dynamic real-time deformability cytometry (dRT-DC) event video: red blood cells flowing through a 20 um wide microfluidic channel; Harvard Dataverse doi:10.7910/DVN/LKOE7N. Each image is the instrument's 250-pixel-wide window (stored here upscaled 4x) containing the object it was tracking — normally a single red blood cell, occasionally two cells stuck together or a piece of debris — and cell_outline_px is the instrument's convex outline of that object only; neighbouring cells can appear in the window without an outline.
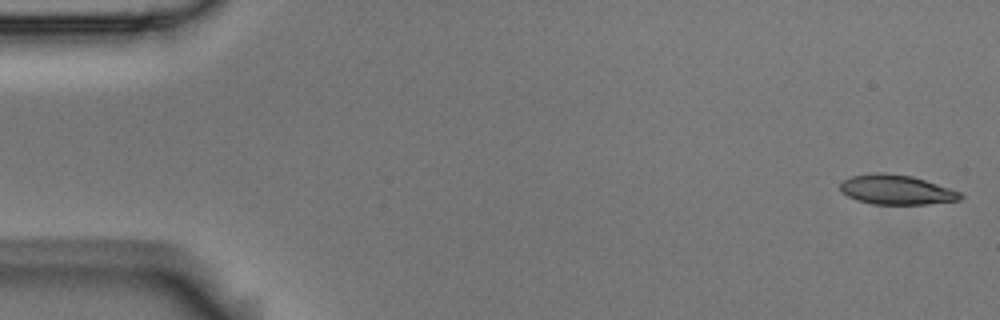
{"species": "Egyptian fruit bat (a non-hibernating species)", "species_latin": "Rousettus aegyptiacus", "temperature_condition": "room temperature", "stored_images_in_passage": 54, "camera_frame_rate_fps": 3000, "um_per_image_px": 0.085, "animal": {"sex": "male"}, "frame": {"image": 1, "passage_image": 1, "time_ms": 0.0, "image_size_px": [1000, 320], "cell_outline_px": [[964, 196], [960, 200], [928, 204], [872, 204], [856, 200], [840, 192], [840, 184], [844, 180], [852, 176], [872, 172], [884, 172], [912, 176], [960, 192]], "centroid_in_image_um": [76.16, 16.13], "position_along_channel_um": 8.8, "area_um2": 20.75}}
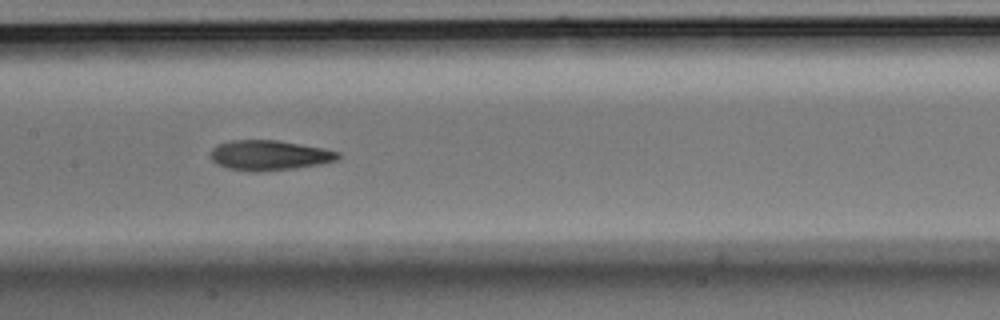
{"frame": {"image": 2, "passage_image": 26, "time_ms": 8.333, "image_size_px": [1000, 320], "cell_outline_px": [[340, 156], [336, 160], [320, 164], [296, 168], [256, 172], [252, 172], [228, 168], [216, 164], [212, 160], [212, 148], [216, 144], [232, 140], [276, 140], [320, 148], [340, 152]], "centroid_in_image_um": [22.86, 13.2], "position_along_channel_um": 184.5, "area_um2": 22.14}}
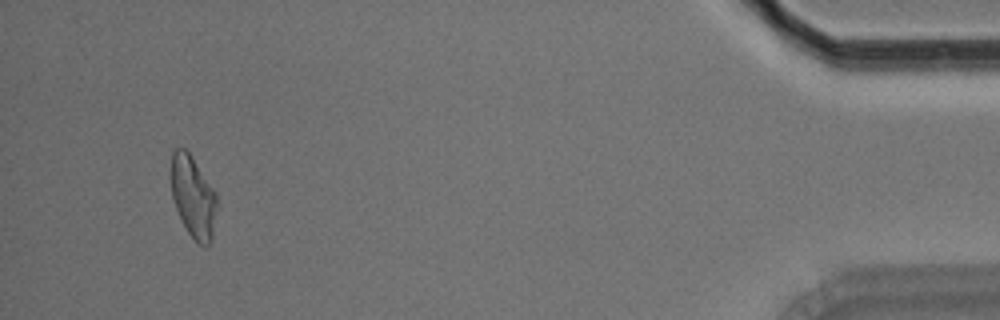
{"frame": {"image": 3, "passage_image": 51, "time_ms": 16.667, "image_size_px": [1000, 320], "cell_outline_px": [[216, 208], [212, 240], [208, 244], [200, 244], [188, 232], [176, 208], [172, 196], [168, 176], [172, 148], [184, 148], [188, 152], [216, 192]], "centroid_in_image_um": [16.36, 16.65], "position_along_channel_um": 418.8, "area_um2": 21.85}, "authors_computed_cell_mechanics": {"area_um2": 21.8773, "velocity_mm_per_s": 3.6988, "shape_relaxation_time_tau1_ms": 4.3609, "shape_relaxation_time_tau2_ms": 3.5491, "deformation_change_tau1": 0.1702, "deformation_change_tau2": 0.1253}}